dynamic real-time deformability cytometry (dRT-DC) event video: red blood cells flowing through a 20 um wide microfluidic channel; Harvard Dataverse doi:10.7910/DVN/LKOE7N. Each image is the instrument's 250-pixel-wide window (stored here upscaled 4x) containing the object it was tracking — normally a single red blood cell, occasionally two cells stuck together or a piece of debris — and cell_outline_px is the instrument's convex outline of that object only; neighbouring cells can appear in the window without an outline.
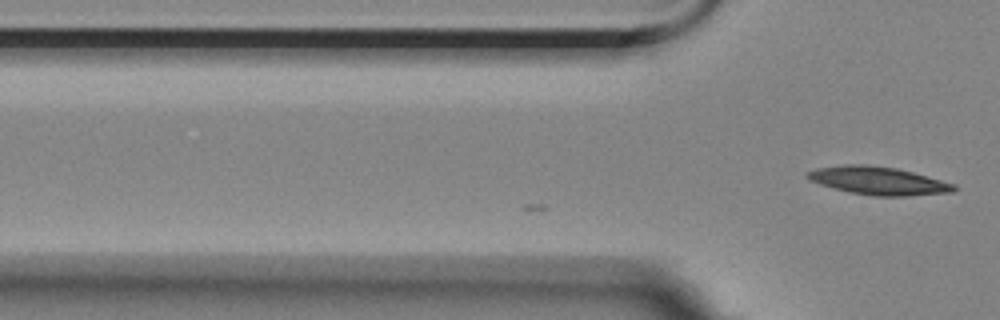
{"species": "Egyptian fruit bat (a non-hibernating species)", "species_latin": "Rousettus aegyptiacus", "temperature_condition": "room temperature", "stored_images_in_passage": 7, "camera_frame_rate_fps": 3000, "um_per_image_px": 0.085, "animal": {"sex": "female"}, "frame": {"image": 1, "passage_image": 7, "time_ms": 2.0, "image_size_px": [1000, 320], "cell_outline_px": [[956, 188], [952, 192], [908, 196], [872, 196], [848, 192], [832, 188], [820, 184], [804, 176], [804, 172], [816, 168], [844, 164], [864, 164], [896, 168], [912, 172], [956, 184]], "centroid_in_image_um": [74.61, 15.36], "position_along_channel_um": 51.2, "area_um2": 24.04}}